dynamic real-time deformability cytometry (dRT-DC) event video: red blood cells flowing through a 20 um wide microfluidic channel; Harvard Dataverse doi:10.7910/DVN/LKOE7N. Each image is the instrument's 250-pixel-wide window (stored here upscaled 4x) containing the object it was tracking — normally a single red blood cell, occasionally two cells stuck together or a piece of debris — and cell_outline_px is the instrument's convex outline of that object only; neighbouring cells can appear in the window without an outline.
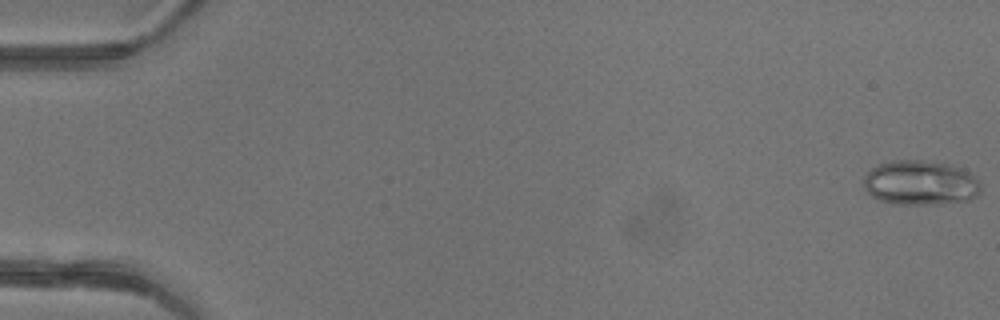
{"species": "common noctule bat (a hibernating species)", "species_latin": "Nyctalus noctula", "temperature_condition": "warm", "stored_images_in_passage": 42, "camera_frame_rate_fps": 3000, "um_per_image_px": 0.085, "animal": {"sex": "female"}, "frame": {"image": 1, "passage_image": 1, "time_ms": 0.0, "image_size_px": [1000, 320], "cell_outline_px": [[980, 192], [976, 196], [968, 200], [936, 204], [892, 204], [880, 200], [872, 196], [864, 188], [864, 176], [876, 164], [892, 160], [924, 160], [948, 164], [972, 172], [980, 180]], "centroid_in_image_um": [78.24, 15.53], "position_along_channel_um": 6.8, "area_um2": 30.81}}
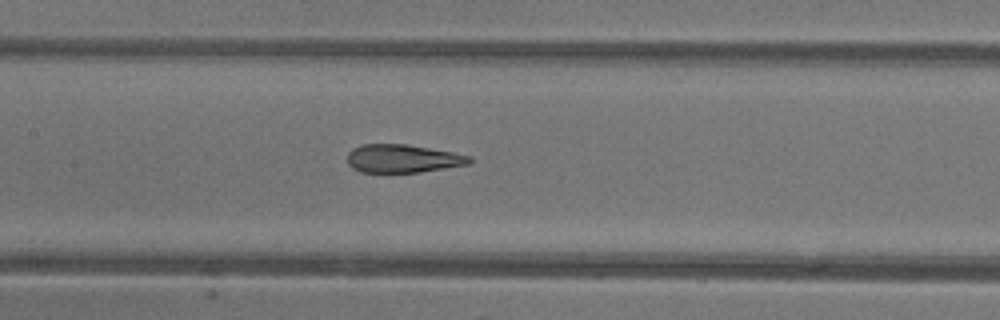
{"frame": {"image": 2, "passage_image": 24, "time_ms": 7.667, "image_size_px": [1000, 320], "cell_outline_px": [[472, 160], [468, 164], [420, 172], [360, 172], [352, 168], [348, 164], [348, 152], [352, 148], [360, 144], [408, 144], [452, 152], [472, 156]], "centroid_in_image_um": [34.2, 13.47], "position_along_channel_um": 173.2, "area_um2": 20.11}}
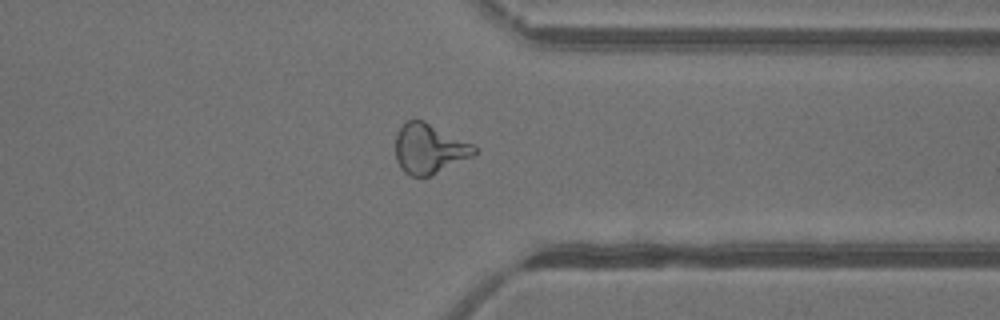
{"frame": {"image": 3, "passage_image": 38, "time_ms": 12.333, "image_size_px": [1000, 320], "cell_outline_px": [[476, 152], [472, 156], [428, 176], [412, 176], [404, 172], [400, 168], [396, 160], [396, 136], [400, 128], [408, 120], [416, 116], [472, 144], [476, 148]], "centroid_in_image_um": [36.44, 12.61], "position_along_channel_um": 375.0, "area_um2": 22.66}, "authors_computed_cell_mechanics": {"area_um2": 22.7443, "velocity_mm_per_s": 4.3838, "shape_relaxation_time_tau1_ms": null, "shape_relaxation_time_tau2_ms": 1.2089, "deformation_change_tau1": null, "deformation_change_tau2": 0.0613}}